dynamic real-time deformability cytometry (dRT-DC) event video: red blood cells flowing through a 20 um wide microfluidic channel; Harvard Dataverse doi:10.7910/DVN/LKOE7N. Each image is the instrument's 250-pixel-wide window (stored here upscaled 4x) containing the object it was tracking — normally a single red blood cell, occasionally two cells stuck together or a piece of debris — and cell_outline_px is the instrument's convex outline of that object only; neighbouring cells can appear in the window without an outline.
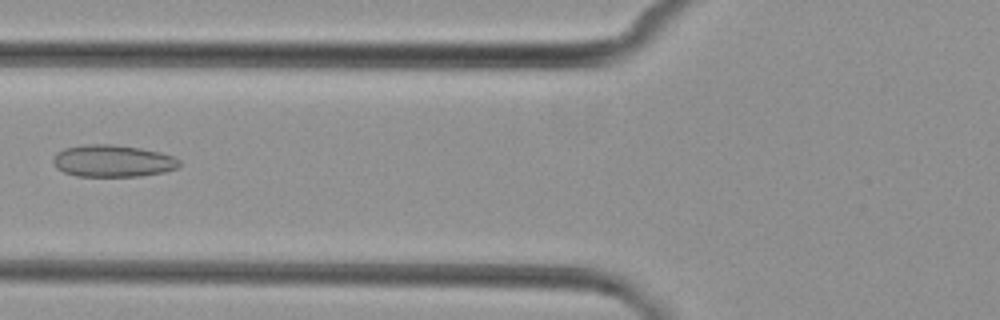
{"species": "common noctule bat (a hibernating species)", "species_latin": "Nyctalus noctula", "temperature_condition": "cold", "stored_images_in_passage": 7, "camera_frame_rate_fps": 3000, "um_per_image_px": 0.085, "animal": {"sex": "female", "body_mass_g": 29.2, "forearm_length_mm": 56.3}, "frame": {"image": 1, "passage_image": 7, "time_ms": 7.0, "image_size_px": [1000, 320], "cell_outline_px": [[180, 164], [176, 168], [164, 172], [140, 176], [76, 176], [64, 172], [56, 168], [52, 160], [52, 156], [56, 152], [64, 148], [84, 144], [112, 144], [140, 148], [160, 152], [172, 156], [180, 160]], "centroid_in_image_um": [9.54, 13.67], "position_along_channel_um": 116.3, "area_um2": 23.7}}